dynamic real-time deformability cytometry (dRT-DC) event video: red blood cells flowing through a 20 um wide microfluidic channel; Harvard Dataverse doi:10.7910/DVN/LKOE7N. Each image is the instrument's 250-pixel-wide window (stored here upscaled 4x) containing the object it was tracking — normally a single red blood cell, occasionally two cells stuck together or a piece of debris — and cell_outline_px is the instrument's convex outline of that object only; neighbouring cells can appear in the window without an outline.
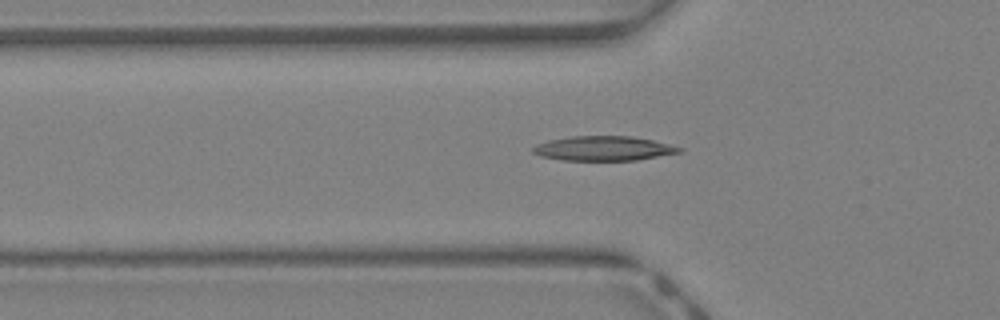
{"species": "Egyptian fruit bat (a non-hibernating species)", "species_latin": "Rousettus aegyptiacus", "temperature_condition": "warm", "stored_images_in_passage": 27, "camera_frame_rate_fps": 3000, "um_per_image_px": 0.085, "animal": {"sex": "female"}, "frame": {"image": 1, "passage_image": 3, "time_ms": 0.667, "image_size_px": [1000, 320], "cell_outline_px": [[684, 148], [680, 152], [636, 160], [564, 160], [540, 156], [532, 152], [532, 148], [536, 144], [548, 140], [572, 136], [632, 136], [652, 140]], "centroid_in_image_um": [51.27, 12.61], "position_along_channel_um": 74.5, "area_um2": 20.81}}
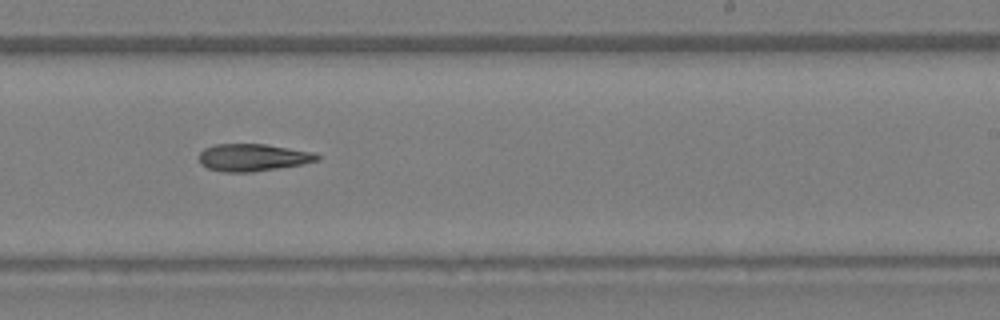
{"frame": {"image": 2, "passage_image": 15, "time_ms": 4.667, "image_size_px": [1000, 320], "cell_outline_px": [[320, 160], [300, 164], [252, 172], [224, 172], [208, 168], [200, 164], [200, 152], [204, 148], [216, 144], [264, 144], [312, 152], [320, 156]], "centroid_in_image_um": [21.46, 13.38], "position_along_channel_um": 267.5, "area_um2": 18.55}}
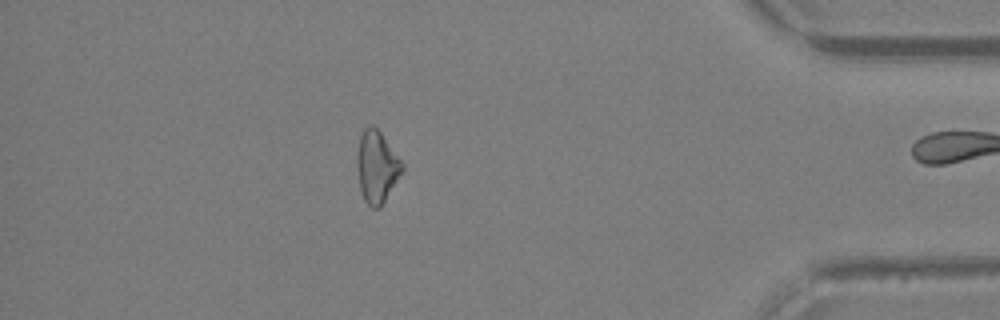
{"frame": {"image": 3, "passage_image": 26, "time_ms": 8.333, "image_size_px": [1000, 320], "cell_outline_px": [[404, 168], [380, 208], [372, 208], [364, 200], [360, 188], [356, 164], [356, 156], [360, 136], [364, 128], [368, 124], [372, 124], [380, 132], [404, 164]], "centroid_in_image_um": [32.0, 14.16], "position_along_channel_um": 403.2, "area_um2": 18.79}}